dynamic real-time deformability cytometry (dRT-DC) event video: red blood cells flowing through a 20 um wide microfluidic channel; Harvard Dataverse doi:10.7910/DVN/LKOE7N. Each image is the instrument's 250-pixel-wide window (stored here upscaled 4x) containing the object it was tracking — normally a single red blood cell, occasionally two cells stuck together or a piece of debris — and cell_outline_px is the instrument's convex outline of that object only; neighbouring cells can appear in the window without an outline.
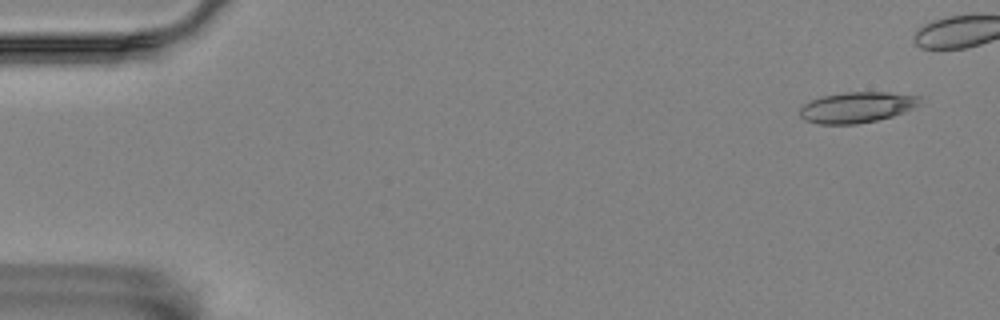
{"species": "Egyptian fruit bat (a non-hibernating species)", "species_latin": "Rousettus aegyptiacus", "temperature_condition": "room temperature", "stored_images_in_passage": 5, "camera_frame_rate_fps": 3000, "um_per_image_px": 0.085, "animal": {"sex": "female"}, "frame": {"image": 1, "passage_image": 1, "time_ms": 0.0, "image_size_px": [1000, 320], "cell_outline_px": [[924, 96], [912, 108], [904, 112], [892, 116], [876, 120], [856, 124], [820, 124], [804, 120], [800, 116], [800, 108], [804, 104], [820, 96], [844, 92], [888, 92]], "centroid_in_image_um": [72.82, 9.11], "position_along_channel_um": 12.2, "area_um2": 21.5}}
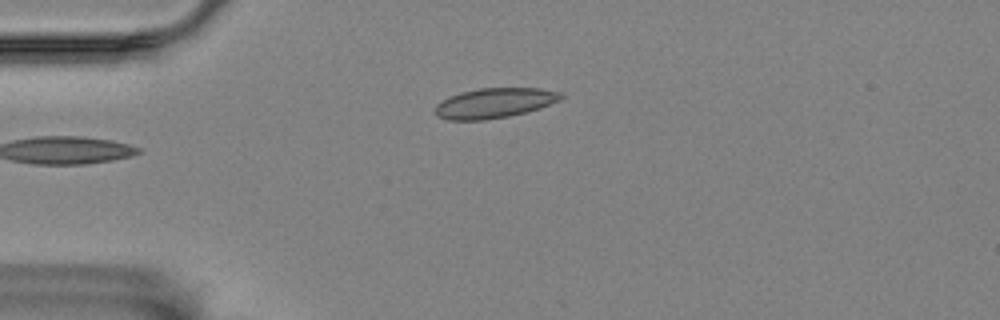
{"frame": {"image": 2, "passage_image": 5, "time_ms": 1.333, "image_size_px": [1000, 320], "cell_outline_px": [[564, 96], [560, 100], [540, 108], [508, 116], [484, 120], [448, 120], [436, 116], [436, 104], [448, 96], [460, 92], [480, 88], [540, 88], [564, 92]], "centroid_in_image_um": [42.04, 8.75], "position_along_channel_um": 43.0, "area_um2": 22.08}}